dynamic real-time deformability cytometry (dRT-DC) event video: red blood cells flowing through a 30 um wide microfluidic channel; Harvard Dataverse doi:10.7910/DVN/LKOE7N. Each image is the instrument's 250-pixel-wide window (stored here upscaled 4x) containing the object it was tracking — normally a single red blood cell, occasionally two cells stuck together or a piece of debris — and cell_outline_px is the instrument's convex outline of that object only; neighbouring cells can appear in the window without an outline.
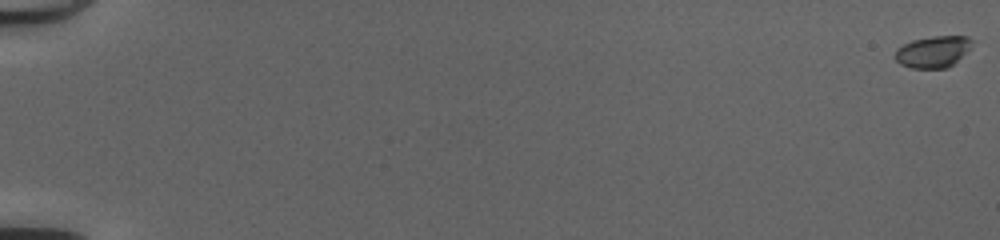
{"species": "common noctule bat (a hibernating species)", "species_latin": "Nyctalus noctula", "temperature_condition": "cold", "stored_images_in_passage": 53, "camera_frame_rate_fps": 3000, "um_per_image_px": 0.085, "animal": {"sex": "female", "body_mass_g": 20.0, "forearm_length_mm": 54.0}, "frame": {"image": 1, "passage_image": 1, "time_ms": 0.0, "image_size_px": [1000, 240], "cell_outline_px": [[972, 48], [948, 68], [912, 68], [900, 64], [892, 56], [896, 48], [912, 40], [932, 36], [968, 36], [972, 40]], "centroid_in_image_um": [79.3, 4.39], "position_along_channel_um": 5.7, "area_um2": 14.39}}
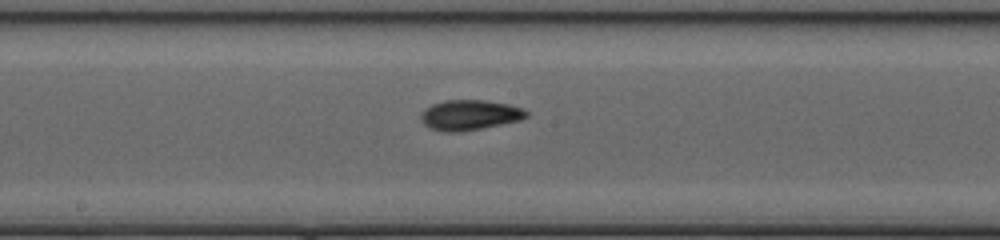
{"frame": {"image": 2, "passage_image": 31, "time_ms": 10.0, "image_size_px": [1000, 240], "cell_outline_px": [[528, 116], [520, 120], [460, 132], [444, 132], [432, 128], [424, 124], [420, 120], [420, 112], [424, 108], [432, 104], [444, 100], [484, 100], [508, 104], [524, 108], [528, 112]], "centroid_in_image_um": [39.89, 9.76], "position_along_channel_um": 208.3, "area_um2": 18.61}}
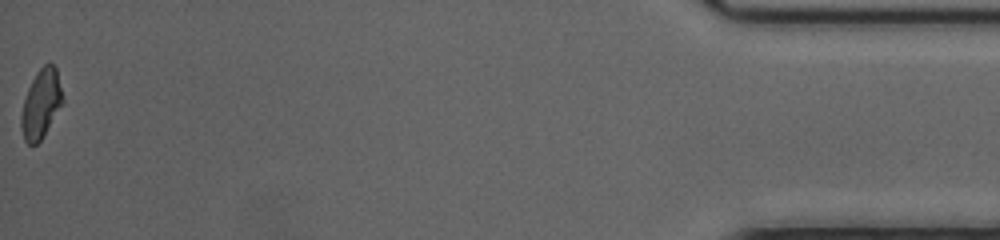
{"frame": {"image": 3, "passage_image": 53, "time_ms": 17.333, "image_size_px": [1000, 240], "cell_outline_px": [[64, 104], [40, 140], [36, 144], [28, 144], [24, 140], [20, 128], [20, 116], [24, 100], [28, 88], [36, 72], [44, 64], [52, 64], [56, 68], [64, 100]], "centroid_in_image_um": [3.49, 8.84], "position_along_channel_um": 431.7, "area_um2": 16.7}, "authors_computed_cell_mechanics": {"area_um2": 17.051, "velocity_mm_per_s": 4.2015, "shape_relaxation_time_tau1_ms": 3.4589, "shape_relaxation_time_tau2_ms": 2.1007, "deformation_change_tau1": 0.1448, "deformation_change_tau2": 0.0807}}